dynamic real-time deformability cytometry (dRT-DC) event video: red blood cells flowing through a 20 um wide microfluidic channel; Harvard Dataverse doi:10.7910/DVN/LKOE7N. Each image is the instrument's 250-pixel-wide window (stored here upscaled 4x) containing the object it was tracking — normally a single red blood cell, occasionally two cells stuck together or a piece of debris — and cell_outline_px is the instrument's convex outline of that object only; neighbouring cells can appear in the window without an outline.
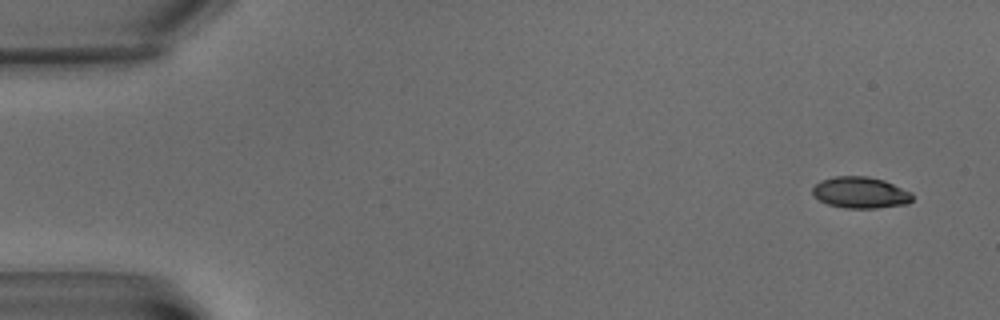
{"species": "common noctule bat (a hibernating species)", "species_latin": "Nyctalus noctula", "temperature_condition": "warm", "stored_images_in_passage": 6, "camera_frame_rate_fps": 3000, "um_per_image_px": 0.085, "animal": {"sex": "male", "body_mass_g": 15.6}, "frame": {"image": 1, "passage_image": 1, "time_ms": 0.0, "image_size_px": [1000, 320], "cell_outline_px": [[912, 200], [908, 204], [876, 208], [844, 208], [828, 204], [812, 196], [812, 188], [820, 180], [836, 176], [868, 176], [884, 180], [912, 192]], "centroid_in_image_um": [73.13, 16.37], "position_along_channel_um": 11.9, "area_um2": 18.38}}
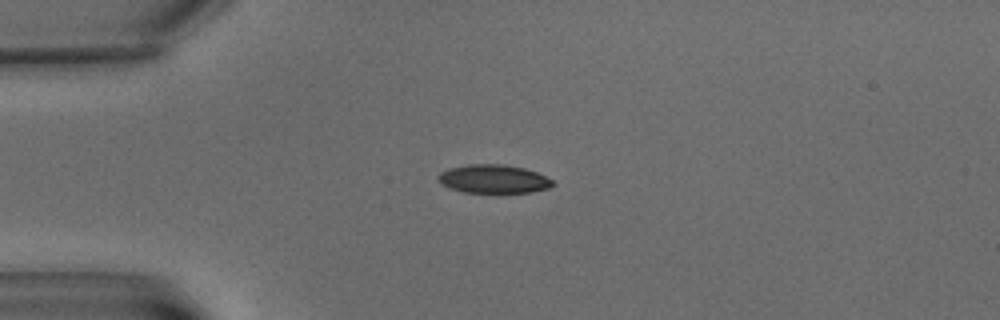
{"frame": {"image": 2, "passage_image": 5, "time_ms": 4.667, "image_size_px": [1000, 320], "cell_outline_px": [[556, 184], [548, 188], [532, 192], [496, 196], [464, 192], [440, 184], [436, 180], [436, 176], [440, 172], [448, 168], [468, 164], [504, 164], [524, 168], [536, 172], [552, 180]], "centroid_in_image_um": [41.93, 15.26], "position_along_channel_um": 43.1, "area_um2": 20.06}}